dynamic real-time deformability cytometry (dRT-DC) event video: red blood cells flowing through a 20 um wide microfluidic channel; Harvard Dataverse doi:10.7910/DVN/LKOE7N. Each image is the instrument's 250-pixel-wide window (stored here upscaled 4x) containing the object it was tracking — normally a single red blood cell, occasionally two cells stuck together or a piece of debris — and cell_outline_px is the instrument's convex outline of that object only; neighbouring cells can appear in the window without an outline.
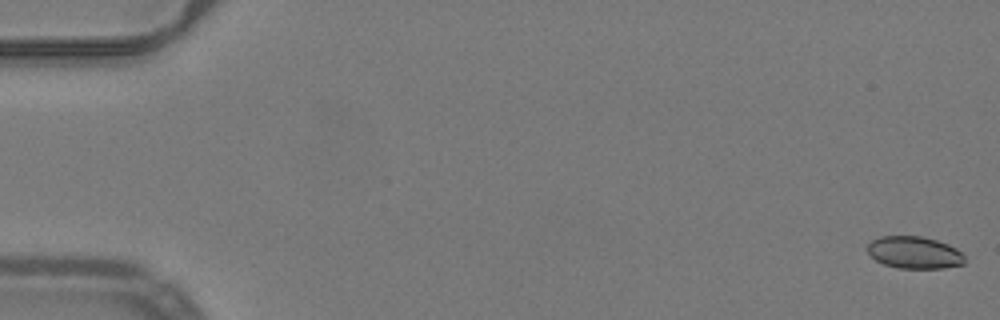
{"species": "common noctule bat (a hibernating species)", "species_latin": "Nyctalus noctula", "temperature_condition": "warm", "stored_images_in_passage": 31, "camera_frame_rate_fps": 3000, "um_per_image_px": 0.085, "animal": {"sex": "male", "body_mass_g": 19.2, "forearm_length_mm": 51.8}, "frame": {"image": 1, "passage_image": 1, "time_ms": 0.0, "image_size_px": [1000, 320], "cell_outline_px": [[964, 264], [940, 268], [900, 268], [884, 264], [876, 260], [868, 252], [868, 244], [872, 240], [880, 236], [924, 236], [948, 244], [956, 248], [964, 256]], "centroid_in_image_um": [77.72, 21.45], "position_along_channel_um": 7.3, "area_um2": 18.09}}
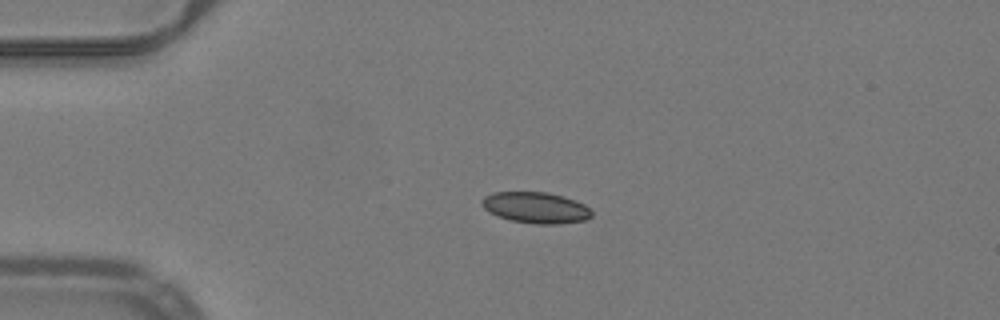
{"frame": {"image": 2, "passage_image": 13, "time_ms": 4.0, "image_size_px": [1000, 320], "cell_outline_px": [[592, 216], [584, 220], [556, 224], [536, 224], [512, 220], [496, 216], [488, 212], [480, 204], [480, 200], [484, 196], [492, 192], [548, 192], [564, 196], [576, 200], [584, 204], [592, 212]], "centroid_in_image_um": [45.5, 17.64], "position_along_channel_um": 39.5, "area_um2": 20.06}}
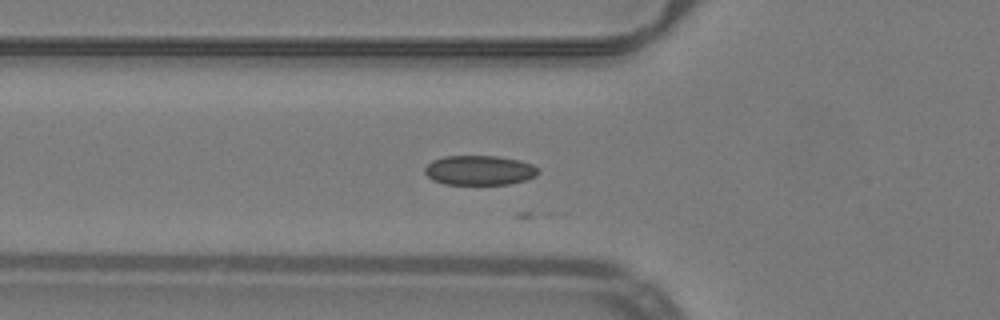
{"frame": {"image": 3, "passage_image": 19, "time_ms": 6.0, "image_size_px": [1000, 320], "cell_outline_px": [[540, 172], [536, 176], [524, 180], [508, 184], [444, 184], [432, 180], [424, 172], [424, 168], [432, 160], [444, 156], [496, 156], [520, 160], [532, 164]], "centroid_in_image_um": [40.73, 14.47], "position_along_channel_um": 85.1, "area_um2": 19.59}}